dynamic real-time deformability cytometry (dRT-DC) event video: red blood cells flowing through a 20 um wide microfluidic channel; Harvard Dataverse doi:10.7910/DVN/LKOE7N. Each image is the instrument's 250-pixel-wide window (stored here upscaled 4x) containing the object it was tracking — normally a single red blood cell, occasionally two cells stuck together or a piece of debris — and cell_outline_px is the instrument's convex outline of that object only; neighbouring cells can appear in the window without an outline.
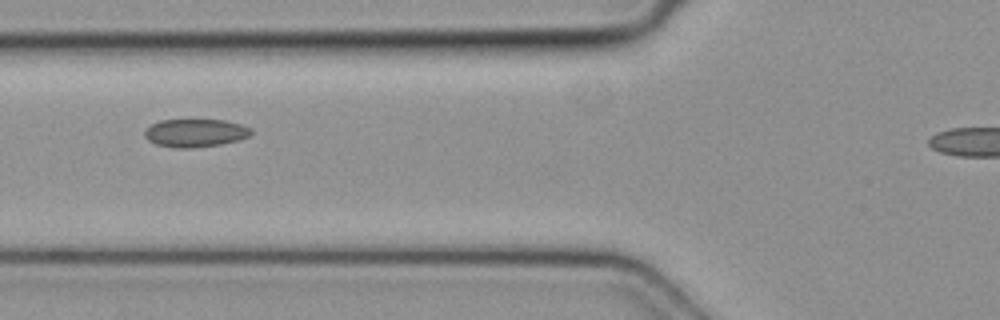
{"species": "common noctule bat (a hibernating species)", "species_latin": "Nyctalus noctula", "temperature_condition": "cold", "stored_images_in_passage": 7, "camera_frame_rate_fps": 3000, "um_per_image_px": 0.085, "animal": {"sex": "female", "body_mass_g": 19.3, "forearm_length_mm": 54.1}, "frame": {"image": 1, "passage_image": 6, "time_ms": 1.667, "image_size_px": [1000, 320], "cell_outline_px": [[252, 132], [248, 136], [236, 140], [220, 144], [188, 148], [180, 148], [156, 144], [148, 140], [144, 136], [144, 132], [152, 124], [160, 120], [224, 120], [240, 124], [252, 128]], "centroid_in_image_um": [16.59, 11.29], "position_along_channel_um": 109.2, "area_um2": 17.11}}
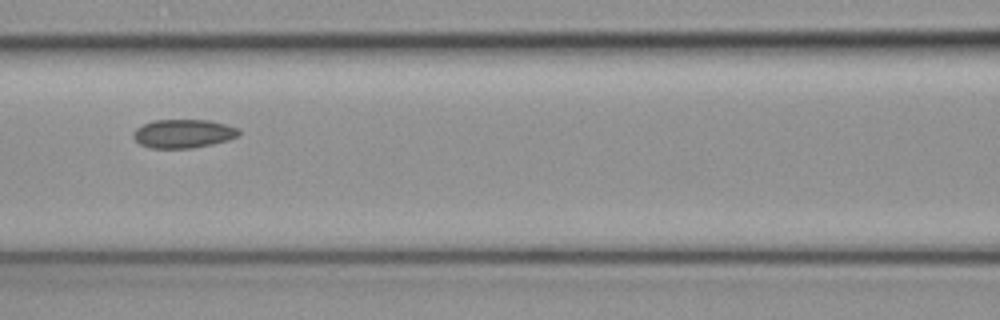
{"frame": {"image": 2, "passage_image": 7, "time_ms": 2.0, "image_size_px": [1000, 320], "cell_outline_px": [[240, 132], [236, 136], [212, 144], [192, 148], [152, 148], [140, 144], [132, 136], [132, 132], [136, 128], [152, 120], [208, 120], [224, 124], [236, 128]], "centroid_in_image_um": [15.51, 11.35], "position_along_channel_um": 151.1, "area_um2": 17.34}}